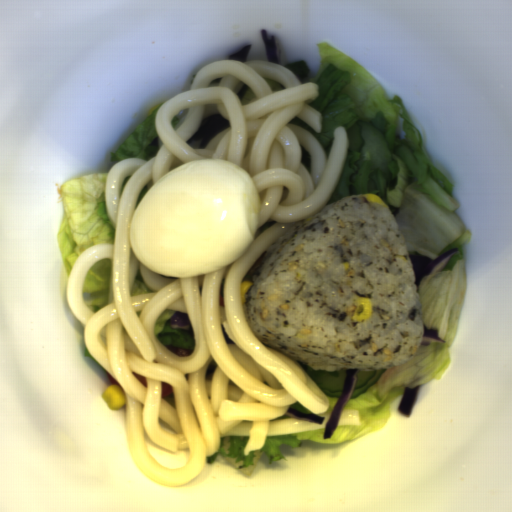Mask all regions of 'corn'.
Returning a JSON list of instances; mask_svg holds the SVG:
<instances>
[{"label": "corn", "mask_w": 512, "mask_h": 512, "mask_svg": "<svg viewBox=\"0 0 512 512\" xmlns=\"http://www.w3.org/2000/svg\"><path fill=\"white\" fill-rule=\"evenodd\" d=\"M101 396L111 410L120 409L127 404L123 395L122 387L117 384L106 386Z\"/></svg>", "instance_id": "1"}, {"label": "corn", "mask_w": 512, "mask_h": 512, "mask_svg": "<svg viewBox=\"0 0 512 512\" xmlns=\"http://www.w3.org/2000/svg\"><path fill=\"white\" fill-rule=\"evenodd\" d=\"M353 306L355 309L352 314V322H363L373 315V306L369 297H358L355 299Z\"/></svg>", "instance_id": "2"}, {"label": "corn", "mask_w": 512, "mask_h": 512, "mask_svg": "<svg viewBox=\"0 0 512 512\" xmlns=\"http://www.w3.org/2000/svg\"><path fill=\"white\" fill-rule=\"evenodd\" d=\"M254 282L251 280H243L240 284V298L242 306L246 303V293L251 288Z\"/></svg>", "instance_id": "3"}, {"label": "corn", "mask_w": 512, "mask_h": 512, "mask_svg": "<svg viewBox=\"0 0 512 512\" xmlns=\"http://www.w3.org/2000/svg\"><path fill=\"white\" fill-rule=\"evenodd\" d=\"M366 202L370 203H377L382 206H387L386 203L382 200V198L377 195L376 193H368V194H362ZM389 207V206H387Z\"/></svg>", "instance_id": "4"}]
</instances>
